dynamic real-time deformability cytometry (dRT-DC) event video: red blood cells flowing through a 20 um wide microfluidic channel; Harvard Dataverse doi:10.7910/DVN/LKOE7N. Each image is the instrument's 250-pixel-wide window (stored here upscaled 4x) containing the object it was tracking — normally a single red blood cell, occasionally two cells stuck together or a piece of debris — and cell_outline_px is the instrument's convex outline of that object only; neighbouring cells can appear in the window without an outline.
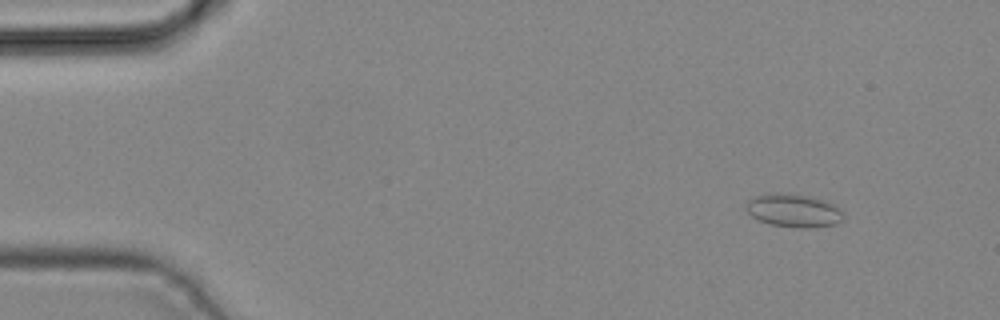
{"species": "common noctule bat (a hibernating species)", "species_latin": "Nyctalus noctula", "temperature_condition": "cold", "stored_images_in_passage": 3, "camera_frame_rate_fps": 3000, "um_per_image_px": 0.085, "animal": {"sex": "male", "body_mass_g": 19.2, "forearm_length_mm": 51.8}, "frame": {"image": 1, "passage_image": 2, "time_ms": 0.333, "image_size_px": [1000, 320], "cell_outline_px": [[844, 220], [836, 224], [800, 228], [772, 224], [760, 220], [752, 216], [744, 208], [744, 204], [748, 200], [756, 196], [776, 192], [804, 196], [820, 200], [832, 204], [844, 216]], "centroid_in_image_um": [67.4, 17.9], "position_along_channel_um": 17.6, "area_um2": 18.26}}